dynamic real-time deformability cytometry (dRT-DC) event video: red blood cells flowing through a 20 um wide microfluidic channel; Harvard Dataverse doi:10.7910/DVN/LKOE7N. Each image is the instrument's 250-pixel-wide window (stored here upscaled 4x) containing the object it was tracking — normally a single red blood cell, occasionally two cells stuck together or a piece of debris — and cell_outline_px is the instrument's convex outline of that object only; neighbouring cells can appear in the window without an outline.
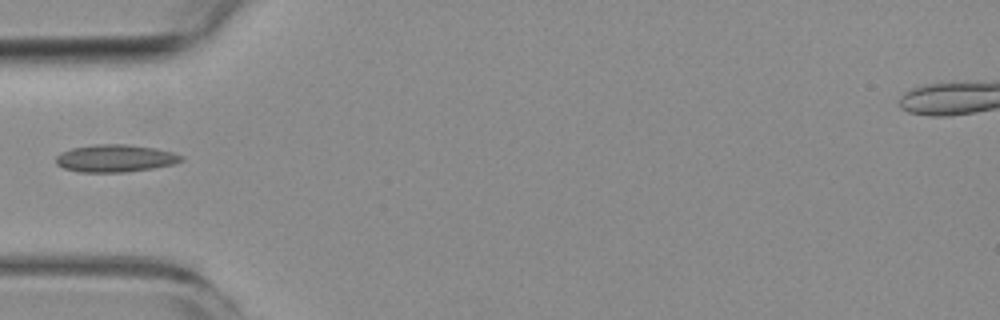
{"species": "common noctule bat (a hibernating species)", "species_latin": "Nyctalus noctula", "temperature_condition": "room temperature", "stored_images_in_passage": 1, "camera_frame_rate_fps": 3000, "um_per_image_px": 0.085, "animal": {"sex": "female", "body_mass_g": 19.3, "forearm_length_mm": 54.1}, "frame": {"image": 1, "passage_image": 1, "time_ms": 0.0, "image_size_px": [1000, 320], "cell_outline_px": [[184, 160], [172, 164], [152, 168], [124, 172], [80, 172], [64, 168], [56, 164], [56, 156], [60, 152], [72, 148], [96, 144], [128, 144], [156, 148], [172, 152], [184, 156]], "centroid_in_image_um": [9.79, 13.45], "position_along_channel_um": 75.2, "area_um2": 20.06}}